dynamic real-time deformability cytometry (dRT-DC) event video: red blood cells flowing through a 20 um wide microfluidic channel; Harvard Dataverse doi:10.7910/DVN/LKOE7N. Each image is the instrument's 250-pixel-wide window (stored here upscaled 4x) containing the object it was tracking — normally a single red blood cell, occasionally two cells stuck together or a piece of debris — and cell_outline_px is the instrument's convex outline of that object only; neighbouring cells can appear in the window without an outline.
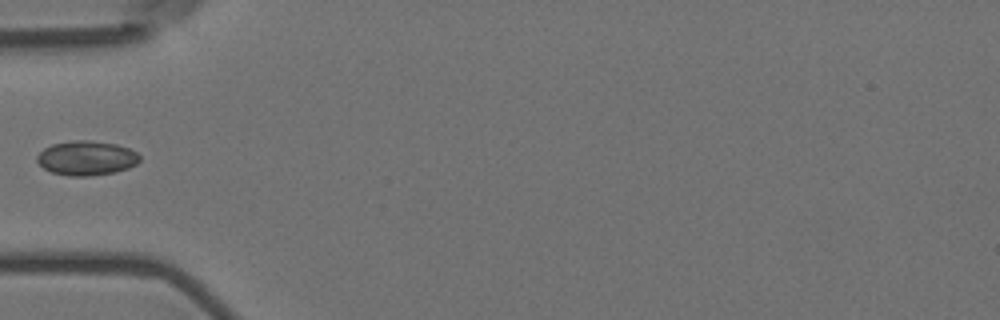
{"species": "Egyptian fruit bat (a non-hibernating species)", "species_latin": "Rousettus aegyptiacus", "temperature_condition": "room temperature", "stored_images_in_passage": 6, "camera_frame_rate_fps": 3000, "um_per_image_px": 0.085, "animal": {"sex": "female"}, "frame": {"image": 1, "passage_image": 5, "time_ms": 1.333, "image_size_px": [1000, 320], "cell_outline_px": [[140, 160], [136, 164], [128, 168], [116, 172], [92, 176], [68, 176], [52, 172], [44, 168], [36, 160], [36, 156], [44, 148], [52, 144], [76, 140], [88, 140], [116, 144], [128, 148], [136, 152], [140, 156]], "centroid_in_image_um": [7.36, 13.44], "position_along_channel_um": 77.6, "area_um2": 20.63}}
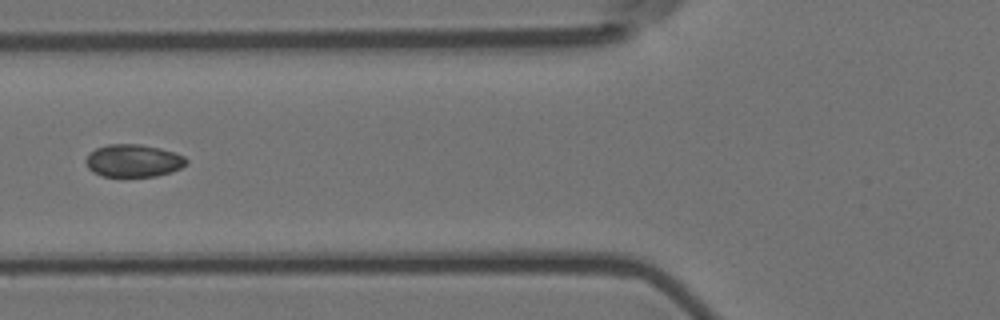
{"frame": {"image": 2, "passage_image": 6, "time_ms": 1.667, "image_size_px": [1000, 320], "cell_outline_px": [[188, 164], [172, 172], [156, 176], [100, 176], [92, 172], [88, 168], [84, 160], [96, 148], [108, 144], [140, 144], [160, 148], [184, 156], [188, 160]], "centroid_in_image_um": [11.34, 13.66], "position_along_channel_um": 114.5, "area_um2": 19.13}}